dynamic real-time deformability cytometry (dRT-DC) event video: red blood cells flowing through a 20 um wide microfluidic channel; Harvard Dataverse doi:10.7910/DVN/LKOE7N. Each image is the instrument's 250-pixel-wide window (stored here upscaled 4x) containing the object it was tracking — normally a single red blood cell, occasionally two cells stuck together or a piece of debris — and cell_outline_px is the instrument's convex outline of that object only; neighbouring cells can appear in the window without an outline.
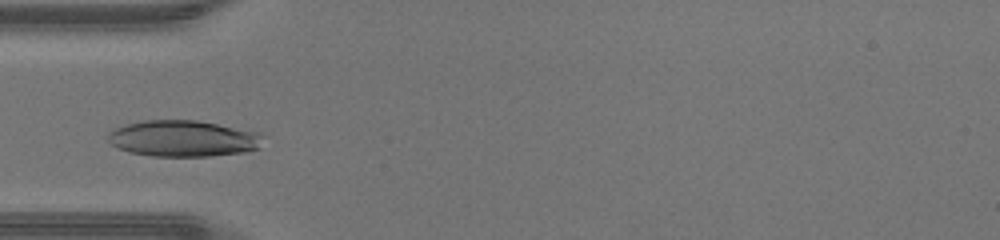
{"species": "human", "species_latin": "Homo sapiens", "temperature_condition": "warm", "stored_images_in_passage": 25, "camera_frame_rate_fps": 3000, "um_per_image_px": 0.085, "donor": {"sex": "male"}, "frame": {"image": 1, "passage_image": 1, "time_ms": 0.0, "image_size_px": [1000, 240], "cell_outline_px": [[264, 136], [260, 148], [244, 152], [212, 156], [152, 156], [132, 152], [116, 148], [108, 140], [108, 132], [112, 128], [124, 124], [144, 120], [196, 120], [260, 132]], "centroid_in_image_um": [15.57, 11.77], "position_along_channel_um": 69.4, "area_um2": 33.06}}
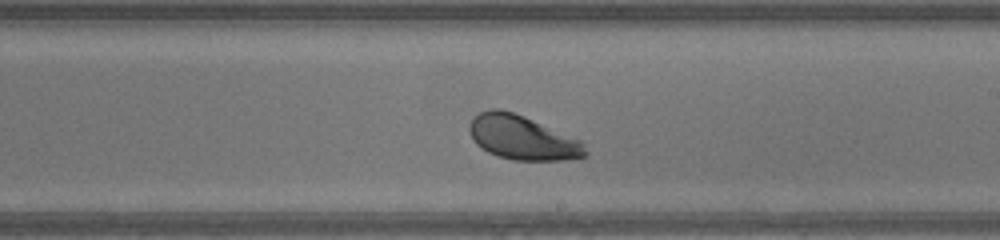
{"frame": {"image": 2, "passage_image": 13, "time_ms": 4.0, "image_size_px": [1000, 240], "cell_outline_px": [[588, 152], [584, 156], [564, 160], [512, 160], [496, 156], [480, 148], [472, 140], [468, 128], [468, 124], [480, 112], [492, 108], [500, 108], [512, 112], [532, 120], [580, 140]], "centroid_in_image_um": [44.34, 11.71], "position_along_channel_um": 244.7, "area_um2": 29.59}}
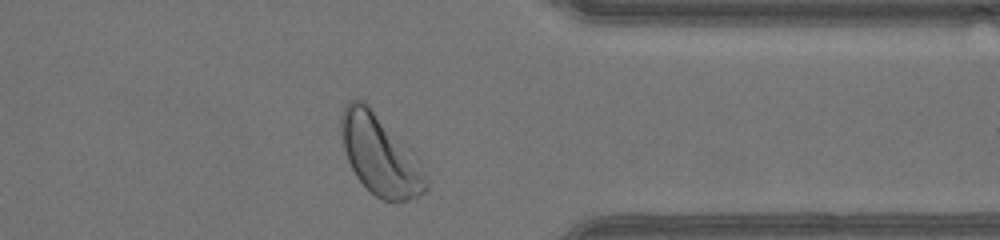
{"frame": {"image": 3, "passage_image": 23, "time_ms": 7.333, "image_size_px": [1000, 240], "cell_outline_px": [[428, 188], [420, 196], [408, 200], [384, 200], [376, 196], [356, 176], [348, 160], [344, 148], [340, 132], [340, 116], [348, 100], [364, 100], [368, 104], [416, 156], [428, 180]], "centroid_in_image_um": [32.29, 13.16], "position_along_channel_um": 379.1, "area_um2": 39.07}}